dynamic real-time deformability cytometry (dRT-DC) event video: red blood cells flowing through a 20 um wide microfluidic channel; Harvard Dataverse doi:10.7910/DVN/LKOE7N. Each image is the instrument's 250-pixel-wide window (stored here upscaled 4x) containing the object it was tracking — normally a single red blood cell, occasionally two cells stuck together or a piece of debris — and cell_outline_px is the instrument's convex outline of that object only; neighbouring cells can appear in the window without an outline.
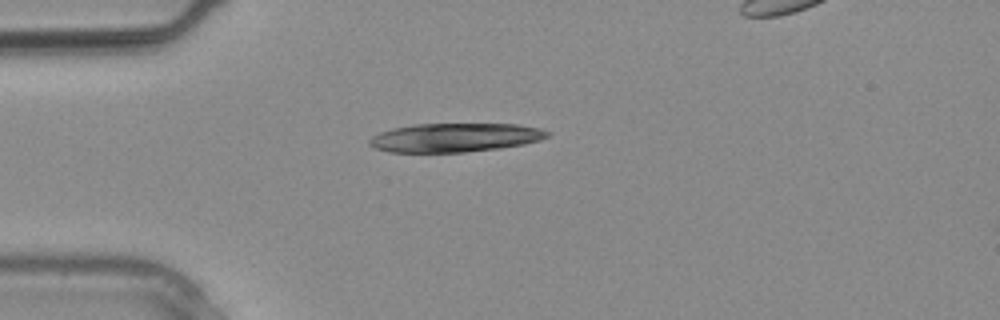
{"species": "common noctule bat (a hibernating species)", "species_latin": "Nyctalus noctula", "temperature_condition": "warm", "stored_images_in_passage": 5, "camera_frame_rate_fps": 3000, "um_per_image_px": 0.085, "animal": {"sex": "male", "body_mass_g": 20.4}, "frame": {"image": 1, "passage_image": 4, "time_ms": 1.0, "image_size_px": [1000, 320], "cell_outline_px": [[552, 132], [548, 136], [540, 140], [524, 144], [500, 148], [464, 152], [388, 152], [376, 148], [368, 144], [368, 140], [372, 136], [380, 132], [392, 128], [416, 124], [516, 124], [540, 128]], "centroid_in_image_um": [38.68, 11.69], "position_along_channel_um": 46.3, "area_um2": 29.94}}